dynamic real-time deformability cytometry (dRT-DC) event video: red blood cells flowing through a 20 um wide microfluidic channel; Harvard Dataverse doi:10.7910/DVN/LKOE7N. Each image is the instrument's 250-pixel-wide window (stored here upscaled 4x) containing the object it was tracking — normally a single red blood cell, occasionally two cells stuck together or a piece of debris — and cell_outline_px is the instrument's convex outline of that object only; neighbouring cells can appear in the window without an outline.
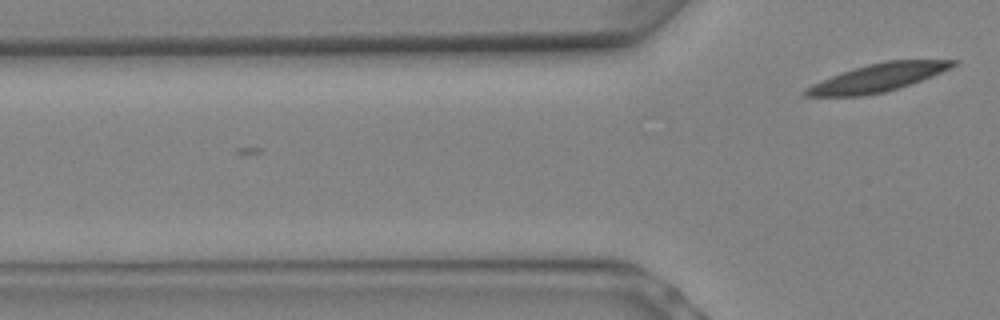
{"species": "Egyptian fruit bat (a non-hibernating species)", "species_latin": "Rousettus aegyptiacus", "temperature_condition": "warm", "stored_images_in_passage": 2, "camera_frame_rate_fps": 3000, "um_per_image_px": 0.085, "animal": {"sex": "female"}, "frame": {"image": 1, "passage_image": 2, "time_ms": 0.333, "image_size_px": [1000, 320], "cell_outline_px": [[960, 60], [956, 64], [932, 76], [884, 92], [860, 96], [804, 96], [800, 92], [804, 88], [812, 84], [852, 68], [868, 64], [888, 60]], "centroid_in_image_um": [74.54, 6.6], "position_along_channel_um": 51.3, "area_um2": 23.58}}